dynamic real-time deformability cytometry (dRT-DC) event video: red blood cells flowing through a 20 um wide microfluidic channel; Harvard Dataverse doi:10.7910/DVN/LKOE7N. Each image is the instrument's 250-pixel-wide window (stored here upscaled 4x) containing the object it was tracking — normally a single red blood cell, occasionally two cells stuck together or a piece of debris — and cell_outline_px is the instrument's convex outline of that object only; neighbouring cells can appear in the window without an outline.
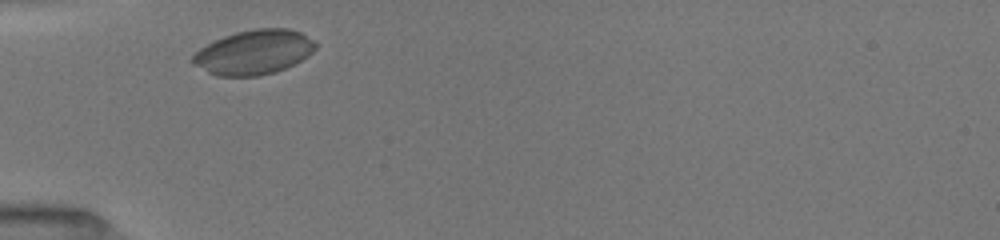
{"species": "common noctule bat (a hibernating species)", "species_latin": "Nyctalus noctula", "temperature_condition": "room temperature", "stored_images_in_passage": 29, "camera_frame_rate_fps": 3000, "um_per_image_px": 0.085, "animal": {"sex": "female", "body_mass_g": 19.5, "forearm_length_mm": 54.1}, "frame": {"image": 1, "passage_image": 2, "time_ms": 0.333, "image_size_px": [1000, 240], "cell_outline_px": [[316, 48], [308, 56], [276, 72], [260, 76], [216, 76], [192, 64], [192, 56], [200, 48], [224, 36], [236, 32], [256, 28], [288, 28], [300, 32], [316, 40]], "centroid_in_image_um": [21.59, 4.44], "position_along_channel_um": 63.4, "area_um2": 31.85}}
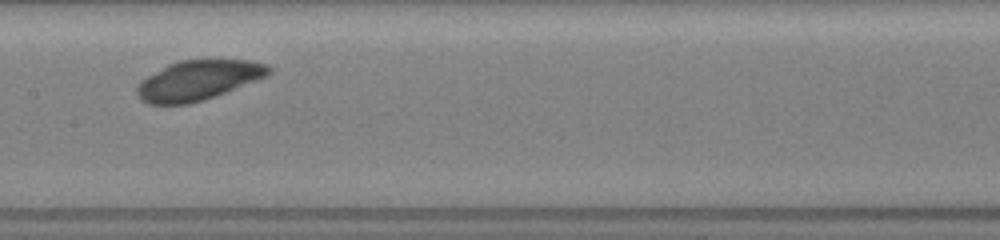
{"frame": {"image": 2, "passage_image": 12, "time_ms": 3.667, "image_size_px": [1000, 240], "cell_outline_px": [[272, 72], [268, 76], [216, 96], [204, 100], [188, 104], [148, 104], [140, 100], [136, 92], [136, 88], [140, 80], [168, 64], [180, 60], [252, 60], [268, 64], [272, 68]], "centroid_in_image_um": [16.87, 6.82], "position_along_channel_um": 190.5, "area_um2": 30.81}}
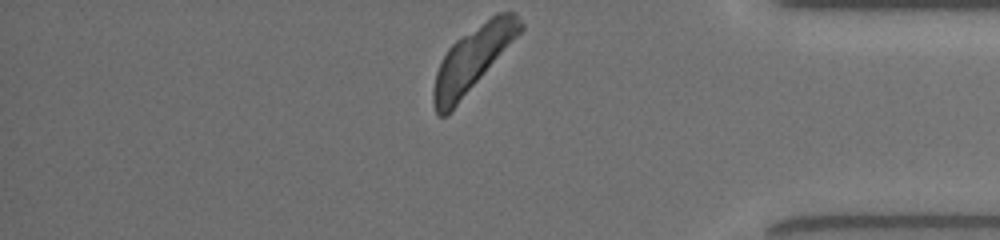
{"frame": {"image": 3, "passage_image": 29, "time_ms": 9.333, "image_size_px": [1000, 240], "cell_outline_px": [[524, 28], [456, 104], [444, 116], [440, 116], [436, 112], [432, 104], [432, 88], [436, 72], [448, 48], [456, 40], [496, 12], [516, 12], [524, 24]], "centroid_in_image_um": [40.16, 4.96], "position_along_channel_um": 395.0, "area_um2": 31.39}}